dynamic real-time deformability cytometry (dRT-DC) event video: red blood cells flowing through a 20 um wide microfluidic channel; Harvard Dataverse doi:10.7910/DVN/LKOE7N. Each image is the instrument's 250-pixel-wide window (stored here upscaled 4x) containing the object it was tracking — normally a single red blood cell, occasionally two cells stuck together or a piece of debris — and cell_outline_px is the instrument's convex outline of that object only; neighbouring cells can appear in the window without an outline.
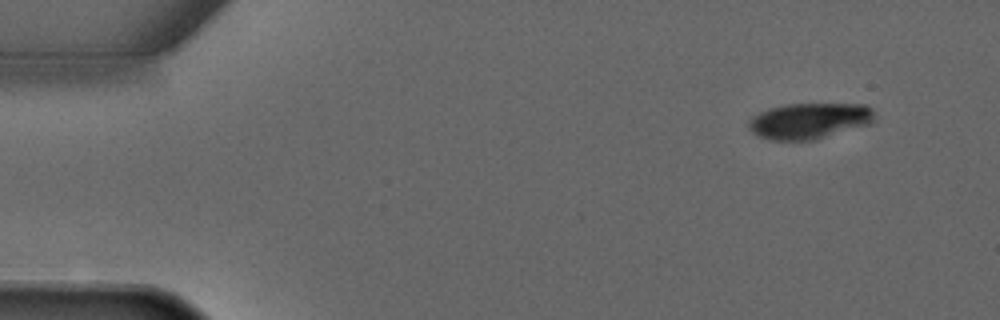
{"species": "common noctule bat (a hibernating species)", "species_latin": "Nyctalus noctula", "temperature_condition": "warm", "stored_images_in_passage": 3, "camera_frame_rate_fps": 3000, "um_per_image_px": 0.085, "animal": {"sex": "male", "forearm_length_mm": 52.5}, "frame": {"image": 1, "passage_image": 1, "time_ms": 0.0, "image_size_px": [1000, 320], "cell_outline_px": [[876, 120], [872, 124], [812, 140], [772, 140], [760, 136], [752, 132], [748, 128], [748, 120], [752, 116], [768, 108], [784, 104], [868, 104], [872, 108]], "centroid_in_image_um": [68.82, 10.26], "position_along_channel_um": 16.2, "area_um2": 26.59}}
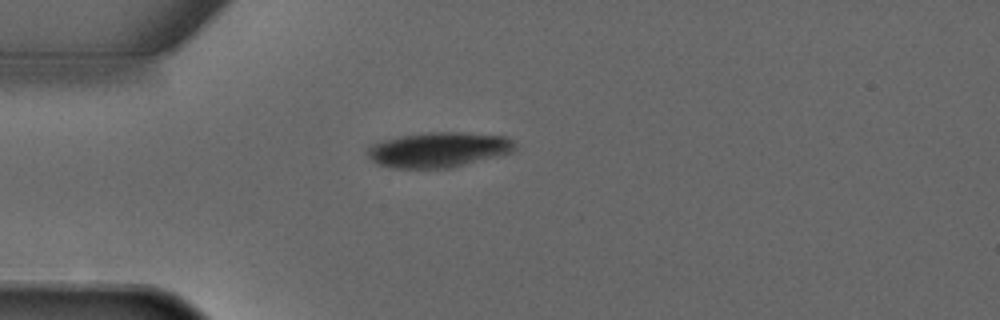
{"frame": {"image": 2, "passage_image": 3, "time_ms": 2.667, "image_size_px": [1000, 320], "cell_outline_px": [[516, 148], [512, 152], [448, 168], [392, 168], [376, 164], [368, 156], [368, 148], [372, 144], [380, 140], [428, 132], [464, 132], [504, 136], [512, 140], [516, 144]], "centroid_in_image_um": [37.25, 12.72], "position_along_channel_um": 47.7, "area_um2": 30.0}}